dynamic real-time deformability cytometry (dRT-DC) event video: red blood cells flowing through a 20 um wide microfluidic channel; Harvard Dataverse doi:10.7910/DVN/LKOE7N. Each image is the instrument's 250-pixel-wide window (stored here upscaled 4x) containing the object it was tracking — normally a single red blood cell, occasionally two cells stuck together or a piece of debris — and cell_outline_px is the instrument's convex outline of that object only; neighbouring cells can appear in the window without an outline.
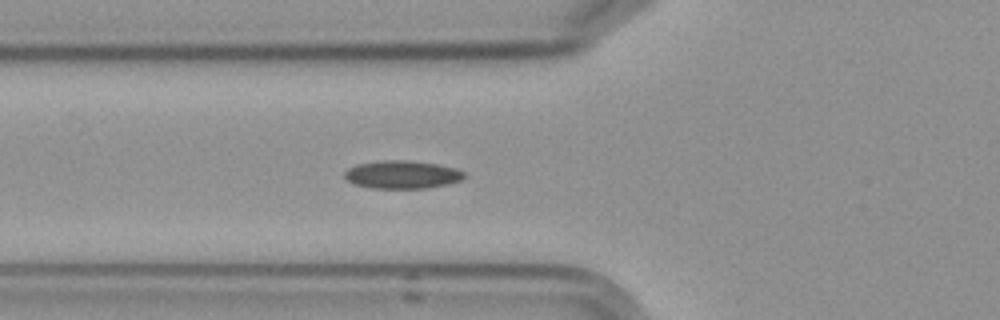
{"species": "Egyptian fruit bat (a non-hibernating species)", "species_latin": "Rousettus aegyptiacus", "temperature_condition": "cold", "stored_images_in_passage": 5, "camera_frame_rate_fps": 3000, "um_per_image_px": 0.085, "frame": {"image": 1, "passage_image": 5, "time_ms": 5.333, "image_size_px": [1000, 320], "cell_outline_px": [[464, 176], [460, 180], [448, 184], [428, 188], [372, 188], [352, 184], [344, 176], [344, 172], [348, 168], [356, 164], [380, 160], [408, 160], [436, 164], [456, 168], [464, 172]], "centroid_in_image_um": [34.15, 14.84], "position_along_channel_um": 91.7, "area_um2": 19.59}}